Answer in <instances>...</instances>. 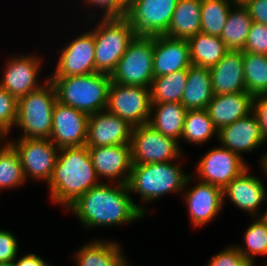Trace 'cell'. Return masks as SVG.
I'll return each mask as SVG.
<instances>
[{
  "label": "cell",
  "instance_id": "obj_1",
  "mask_svg": "<svg viewBox=\"0 0 267 266\" xmlns=\"http://www.w3.org/2000/svg\"><path fill=\"white\" fill-rule=\"evenodd\" d=\"M134 203L127 184L109 185L101 181L79 196L67 210L77 215L85 228H95L141 219L147 210Z\"/></svg>",
  "mask_w": 267,
  "mask_h": 266
},
{
  "label": "cell",
  "instance_id": "obj_2",
  "mask_svg": "<svg viewBox=\"0 0 267 266\" xmlns=\"http://www.w3.org/2000/svg\"><path fill=\"white\" fill-rule=\"evenodd\" d=\"M98 176L87 146L59 149L54 172L47 184L50 197L67 208L91 187L97 186Z\"/></svg>",
  "mask_w": 267,
  "mask_h": 266
},
{
  "label": "cell",
  "instance_id": "obj_3",
  "mask_svg": "<svg viewBox=\"0 0 267 266\" xmlns=\"http://www.w3.org/2000/svg\"><path fill=\"white\" fill-rule=\"evenodd\" d=\"M61 104L71 106L88 115L106 110L111 76L95 72L87 75L48 77Z\"/></svg>",
  "mask_w": 267,
  "mask_h": 266
},
{
  "label": "cell",
  "instance_id": "obj_4",
  "mask_svg": "<svg viewBox=\"0 0 267 266\" xmlns=\"http://www.w3.org/2000/svg\"><path fill=\"white\" fill-rule=\"evenodd\" d=\"M171 162L132 164L127 183L129 192L139 194L144 203L171 192H183L192 181V175L185 174L182 166Z\"/></svg>",
  "mask_w": 267,
  "mask_h": 266
},
{
  "label": "cell",
  "instance_id": "obj_5",
  "mask_svg": "<svg viewBox=\"0 0 267 266\" xmlns=\"http://www.w3.org/2000/svg\"><path fill=\"white\" fill-rule=\"evenodd\" d=\"M42 87L18 99L17 127L23 130L20 138L49 139L52 133V111L57 101L50 80Z\"/></svg>",
  "mask_w": 267,
  "mask_h": 266
},
{
  "label": "cell",
  "instance_id": "obj_6",
  "mask_svg": "<svg viewBox=\"0 0 267 266\" xmlns=\"http://www.w3.org/2000/svg\"><path fill=\"white\" fill-rule=\"evenodd\" d=\"M93 30L96 72L111 73L135 37L124 17H102Z\"/></svg>",
  "mask_w": 267,
  "mask_h": 266
},
{
  "label": "cell",
  "instance_id": "obj_7",
  "mask_svg": "<svg viewBox=\"0 0 267 266\" xmlns=\"http://www.w3.org/2000/svg\"><path fill=\"white\" fill-rule=\"evenodd\" d=\"M153 48L154 37L135 36L111 73V81L150 88L154 78Z\"/></svg>",
  "mask_w": 267,
  "mask_h": 266
},
{
  "label": "cell",
  "instance_id": "obj_8",
  "mask_svg": "<svg viewBox=\"0 0 267 266\" xmlns=\"http://www.w3.org/2000/svg\"><path fill=\"white\" fill-rule=\"evenodd\" d=\"M178 0H131L124 18L132 27L134 36L164 35L171 23Z\"/></svg>",
  "mask_w": 267,
  "mask_h": 266
},
{
  "label": "cell",
  "instance_id": "obj_9",
  "mask_svg": "<svg viewBox=\"0 0 267 266\" xmlns=\"http://www.w3.org/2000/svg\"><path fill=\"white\" fill-rule=\"evenodd\" d=\"M131 154L132 164H149L176 161L182 153L179 141L164 136L146 123L133 127Z\"/></svg>",
  "mask_w": 267,
  "mask_h": 266
},
{
  "label": "cell",
  "instance_id": "obj_10",
  "mask_svg": "<svg viewBox=\"0 0 267 266\" xmlns=\"http://www.w3.org/2000/svg\"><path fill=\"white\" fill-rule=\"evenodd\" d=\"M151 105L150 88L111 82L106 110L133 127L149 123Z\"/></svg>",
  "mask_w": 267,
  "mask_h": 266
},
{
  "label": "cell",
  "instance_id": "obj_11",
  "mask_svg": "<svg viewBox=\"0 0 267 266\" xmlns=\"http://www.w3.org/2000/svg\"><path fill=\"white\" fill-rule=\"evenodd\" d=\"M17 151L25 178L49 183L53 176L59 148L50 139L18 138L9 142Z\"/></svg>",
  "mask_w": 267,
  "mask_h": 266
},
{
  "label": "cell",
  "instance_id": "obj_12",
  "mask_svg": "<svg viewBox=\"0 0 267 266\" xmlns=\"http://www.w3.org/2000/svg\"><path fill=\"white\" fill-rule=\"evenodd\" d=\"M247 165L242 156L218 146L201 157L196 174L198 179L201 178V182L223 190L234 178L248 169Z\"/></svg>",
  "mask_w": 267,
  "mask_h": 266
},
{
  "label": "cell",
  "instance_id": "obj_13",
  "mask_svg": "<svg viewBox=\"0 0 267 266\" xmlns=\"http://www.w3.org/2000/svg\"><path fill=\"white\" fill-rule=\"evenodd\" d=\"M50 140L60 149L85 146L89 115L56 101Z\"/></svg>",
  "mask_w": 267,
  "mask_h": 266
},
{
  "label": "cell",
  "instance_id": "obj_14",
  "mask_svg": "<svg viewBox=\"0 0 267 266\" xmlns=\"http://www.w3.org/2000/svg\"><path fill=\"white\" fill-rule=\"evenodd\" d=\"M96 72L93 30L73 39L61 54L54 73L49 77L87 75Z\"/></svg>",
  "mask_w": 267,
  "mask_h": 266
},
{
  "label": "cell",
  "instance_id": "obj_15",
  "mask_svg": "<svg viewBox=\"0 0 267 266\" xmlns=\"http://www.w3.org/2000/svg\"><path fill=\"white\" fill-rule=\"evenodd\" d=\"M133 126L107 110L89 115L87 147L131 144Z\"/></svg>",
  "mask_w": 267,
  "mask_h": 266
},
{
  "label": "cell",
  "instance_id": "obj_16",
  "mask_svg": "<svg viewBox=\"0 0 267 266\" xmlns=\"http://www.w3.org/2000/svg\"><path fill=\"white\" fill-rule=\"evenodd\" d=\"M88 149L99 179L103 176L118 184L128 183L132 169L131 144L88 147Z\"/></svg>",
  "mask_w": 267,
  "mask_h": 266
},
{
  "label": "cell",
  "instance_id": "obj_17",
  "mask_svg": "<svg viewBox=\"0 0 267 266\" xmlns=\"http://www.w3.org/2000/svg\"><path fill=\"white\" fill-rule=\"evenodd\" d=\"M40 62L41 60L35 55H23L9 59L0 86L17 100L39 89L43 86L37 81L41 70Z\"/></svg>",
  "mask_w": 267,
  "mask_h": 266
},
{
  "label": "cell",
  "instance_id": "obj_18",
  "mask_svg": "<svg viewBox=\"0 0 267 266\" xmlns=\"http://www.w3.org/2000/svg\"><path fill=\"white\" fill-rule=\"evenodd\" d=\"M217 138L221 146L240 156L241 153L256 150L266 142L254 112L218 130Z\"/></svg>",
  "mask_w": 267,
  "mask_h": 266
},
{
  "label": "cell",
  "instance_id": "obj_19",
  "mask_svg": "<svg viewBox=\"0 0 267 266\" xmlns=\"http://www.w3.org/2000/svg\"><path fill=\"white\" fill-rule=\"evenodd\" d=\"M190 66L188 40L175 39L165 35L154 37V77L188 69Z\"/></svg>",
  "mask_w": 267,
  "mask_h": 266
},
{
  "label": "cell",
  "instance_id": "obj_20",
  "mask_svg": "<svg viewBox=\"0 0 267 266\" xmlns=\"http://www.w3.org/2000/svg\"><path fill=\"white\" fill-rule=\"evenodd\" d=\"M184 198L190 221L198 228L213 220L223 206L222 189L199 180L197 185L185 193Z\"/></svg>",
  "mask_w": 267,
  "mask_h": 266
},
{
  "label": "cell",
  "instance_id": "obj_21",
  "mask_svg": "<svg viewBox=\"0 0 267 266\" xmlns=\"http://www.w3.org/2000/svg\"><path fill=\"white\" fill-rule=\"evenodd\" d=\"M249 168L241 175L234 178L223 190V204L225 196L236 205L239 209L257 217L259 205L267 199V190L263 184V180L258 176L250 175Z\"/></svg>",
  "mask_w": 267,
  "mask_h": 266
},
{
  "label": "cell",
  "instance_id": "obj_22",
  "mask_svg": "<svg viewBox=\"0 0 267 266\" xmlns=\"http://www.w3.org/2000/svg\"><path fill=\"white\" fill-rule=\"evenodd\" d=\"M209 69L214 94L247 92L242 50H229L216 65Z\"/></svg>",
  "mask_w": 267,
  "mask_h": 266
},
{
  "label": "cell",
  "instance_id": "obj_23",
  "mask_svg": "<svg viewBox=\"0 0 267 266\" xmlns=\"http://www.w3.org/2000/svg\"><path fill=\"white\" fill-rule=\"evenodd\" d=\"M254 97L248 92L214 94L206 108L217 130L253 112Z\"/></svg>",
  "mask_w": 267,
  "mask_h": 266
},
{
  "label": "cell",
  "instance_id": "obj_24",
  "mask_svg": "<svg viewBox=\"0 0 267 266\" xmlns=\"http://www.w3.org/2000/svg\"><path fill=\"white\" fill-rule=\"evenodd\" d=\"M213 96L210 69L191 65L188 68L181 104L187 110H202L207 108Z\"/></svg>",
  "mask_w": 267,
  "mask_h": 266
},
{
  "label": "cell",
  "instance_id": "obj_25",
  "mask_svg": "<svg viewBox=\"0 0 267 266\" xmlns=\"http://www.w3.org/2000/svg\"><path fill=\"white\" fill-rule=\"evenodd\" d=\"M201 32V0H178L165 36L186 39Z\"/></svg>",
  "mask_w": 267,
  "mask_h": 266
},
{
  "label": "cell",
  "instance_id": "obj_26",
  "mask_svg": "<svg viewBox=\"0 0 267 266\" xmlns=\"http://www.w3.org/2000/svg\"><path fill=\"white\" fill-rule=\"evenodd\" d=\"M78 266H125V260L119 243L95 240L85 246L74 256Z\"/></svg>",
  "mask_w": 267,
  "mask_h": 266
},
{
  "label": "cell",
  "instance_id": "obj_27",
  "mask_svg": "<svg viewBox=\"0 0 267 266\" xmlns=\"http://www.w3.org/2000/svg\"><path fill=\"white\" fill-rule=\"evenodd\" d=\"M187 111L180 102L152 104L151 113H153V117L151 115L149 124L164 136L178 141L183 132Z\"/></svg>",
  "mask_w": 267,
  "mask_h": 266
},
{
  "label": "cell",
  "instance_id": "obj_28",
  "mask_svg": "<svg viewBox=\"0 0 267 266\" xmlns=\"http://www.w3.org/2000/svg\"><path fill=\"white\" fill-rule=\"evenodd\" d=\"M191 65L210 68L229 51L220 37L198 33L188 39Z\"/></svg>",
  "mask_w": 267,
  "mask_h": 266
},
{
  "label": "cell",
  "instance_id": "obj_29",
  "mask_svg": "<svg viewBox=\"0 0 267 266\" xmlns=\"http://www.w3.org/2000/svg\"><path fill=\"white\" fill-rule=\"evenodd\" d=\"M220 38L229 50H243L253 22L245 6L233 5Z\"/></svg>",
  "mask_w": 267,
  "mask_h": 266
},
{
  "label": "cell",
  "instance_id": "obj_30",
  "mask_svg": "<svg viewBox=\"0 0 267 266\" xmlns=\"http://www.w3.org/2000/svg\"><path fill=\"white\" fill-rule=\"evenodd\" d=\"M188 69L154 77L150 86L151 103L180 102L185 90Z\"/></svg>",
  "mask_w": 267,
  "mask_h": 266
},
{
  "label": "cell",
  "instance_id": "obj_31",
  "mask_svg": "<svg viewBox=\"0 0 267 266\" xmlns=\"http://www.w3.org/2000/svg\"><path fill=\"white\" fill-rule=\"evenodd\" d=\"M246 91L253 97L267 94V55L243 51Z\"/></svg>",
  "mask_w": 267,
  "mask_h": 266
},
{
  "label": "cell",
  "instance_id": "obj_32",
  "mask_svg": "<svg viewBox=\"0 0 267 266\" xmlns=\"http://www.w3.org/2000/svg\"><path fill=\"white\" fill-rule=\"evenodd\" d=\"M218 136V130L206 109L188 110L185 116L181 139L189 143H206L212 136Z\"/></svg>",
  "mask_w": 267,
  "mask_h": 266
},
{
  "label": "cell",
  "instance_id": "obj_33",
  "mask_svg": "<svg viewBox=\"0 0 267 266\" xmlns=\"http://www.w3.org/2000/svg\"><path fill=\"white\" fill-rule=\"evenodd\" d=\"M231 4L230 0H201V33L220 37Z\"/></svg>",
  "mask_w": 267,
  "mask_h": 266
},
{
  "label": "cell",
  "instance_id": "obj_34",
  "mask_svg": "<svg viewBox=\"0 0 267 266\" xmlns=\"http://www.w3.org/2000/svg\"><path fill=\"white\" fill-rule=\"evenodd\" d=\"M26 182L20 157L7 141L0 146V190L19 187Z\"/></svg>",
  "mask_w": 267,
  "mask_h": 266
},
{
  "label": "cell",
  "instance_id": "obj_35",
  "mask_svg": "<svg viewBox=\"0 0 267 266\" xmlns=\"http://www.w3.org/2000/svg\"><path fill=\"white\" fill-rule=\"evenodd\" d=\"M255 217V220L250 224L244 234V241L247 247L236 246L238 251L254 265V256L267 255V226L266 224ZM247 248V249H246Z\"/></svg>",
  "mask_w": 267,
  "mask_h": 266
},
{
  "label": "cell",
  "instance_id": "obj_36",
  "mask_svg": "<svg viewBox=\"0 0 267 266\" xmlns=\"http://www.w3.org/2000/svg\"><path fill=\"white\" fill-rule=\"evenodd\" d=\"M17 109L18 100L0 86V135L4 139L16 124Z\"/></svg>",
  "mask_w": 267,
  "mask_h": 266
},
{
  "label": "cell",
  "instance_id": "obj_37",
  "mask_svg": "<svg viewBox=\"0 0 267 266\" xmlns=\"http://www.w3.org/2000/svg\"><path fill=\"white\" fill-rule=\"evenodd\" d=\"M242 51L267 55V25L252 22Z\"/></svg>",
  "mask_w": 267,
  "mask_h": 266
},
{
  "label": "cell",
  "instance_id": "obj_38",
  "mask_svg": "<svg viewBox=\"0 0 267 266\" xmlns=\"http://www.w3.org/2000/svg\"><path fill=\"white\" fill-rule=\"evenodd\" d=\"M207 266H254L236 248H228L220 251L209 261Z\"/></svg>",
  "mask_w": 267,
  "mask_h": 266
},
{
  "label": "cell",
  "instance_id": "obj_39",
  "mask_svg": "<svg viewBox=\"0 0 267 266\" xmlns=\"http://www.w3.org/2000/svg\"><path fill=\"white\" fill-rule=\"evenodd\" d=\"M18 241L10 231L0 230V264L12 263L18 255Z\"/></svg>",
  "mask_w": 267,
  "mask_h": 266
},
{
  "label": "cell",
  "instance_id": "obj_40",
  "mask_svg": "<svg viewBox=\"0 0 267 266\" xmlns=\"http://www.w3.org/2000/svg\"><path fill=\"white\" fill-rule=\"evenodd\" d=\"M84 4L94 5L96 8L104 9L103 17H124L127 1L126 0H84ZM87 2V3H86Z\"/></svg>",
  "mask_w": 267,
  "mask_h": 266
},
{
  "label": "cell",
  "instance_id": "obj_41",
  "mask_svg": "<svg viewBox=\"0 0 267 266\" xmlns=\"http://www.w3.org/2000/svg\"><path fill=\"white\" fill-rule=\"evenodd\" d=\"M253 112L259 120L261 132L267 140V94L254 97Z\"/></svg>",
  "mask_w": 267,
  "mask_h": 266
},
{
  "label": "cell",
  "instance_id": "obj_42",
  "mask_svg": "<svg viewBox=\"0 0 267 266\" xmlns=\"http://www.w3.org/2000/svg\"><path fill=\"white\" fill-rule=\"evenodd\" d=\"M245 7L254 22L267 25V0H251Z\"/></svg>",
  "mask_w": 267,
  "mask_h": 266
},
{
  "label": "cell",
  "instance_id": "obj_43",
  "mask_svg": "<svg viewBox=\"0 0 267 266\" xmlns=\"http://www.w3.org/2000/svg\"><path fill=\"white\" fill-rule=\"evenodd\" d=\"M14 266H51L48 265L40 256L36 254H27L16 261H13Z\"/></svg>",
  "mask_w": 267,
  "mask_h": 266
},
{
  "label": "cell",
  "instance_id": "obj_44",
  "mask_svg": "<svg viewBox=\"0 0 267 266\" xmlns=\"http://www.w3.org/2000/svg\"><path fill=\"white\" fill-rule=\"evenodd\" d=\"M260 163H261L263 172L267 176V153L266 152H265V155H263L262 158L260 159Z\"/></svg>",
  "mask_w": 267,
  "mask_h": 266
},
{
  "label": "cell",
  "instance_id": "obj_45",
  "mask_svg": "<svg viewBox=\"0 0 267 266\" xmlns=\"http://www.w3.org/2000/svg\"><path fill=\"white\" fill-rule=\"evenodd\" d=\"M233 5H242L245 6L251 0H230Z\"/></svg>",
  "mask_w": 267,
  "mask_h": 266
},
{
  "label": "cell",
  "instance_id": "obj_46",
  "mask_svg": "<svg viewBox=\"0 0 267 266\" xmlns=\"http://www.w3.org/2000/svg\"><path fill=\"white\" fill-rule=\"evenodd\" d=\"M260 220H262L266 226H267V210L265 213H263L262 215L258 216Z\"/></svg>",
  "mask_w": 267,
  "mask_h": 266
},
{
  "label": "cell",
  "instance_id": "obj_47",
  "mask_svg": "<svg viewBox=\"0 0 267 266\" xmlns=\"http://www.w3.org/2000/svg\"><path fill=\"white\" fill-rule=\"evenodd\" d=\"M0 266H14V265H13V262H12V263L0 264Z\"/></svg>",
  "mask_w": 267,
  "mask_h": 266
},
{
  "label": "cell",
  "instance_id": "obj_48",
  "mask_svg": "<svg viewBox=\"0 0 267 266\" xmlns=\"http://www.w3.org/2000/svg\"><path fill=\"white\" fill-rule=\"evenodd\" d=\"M4 138L0 135V142L3 140Z\"/></svg>",
  "mask_w": 267,
  "mask_h": 266
}]
</instances>
